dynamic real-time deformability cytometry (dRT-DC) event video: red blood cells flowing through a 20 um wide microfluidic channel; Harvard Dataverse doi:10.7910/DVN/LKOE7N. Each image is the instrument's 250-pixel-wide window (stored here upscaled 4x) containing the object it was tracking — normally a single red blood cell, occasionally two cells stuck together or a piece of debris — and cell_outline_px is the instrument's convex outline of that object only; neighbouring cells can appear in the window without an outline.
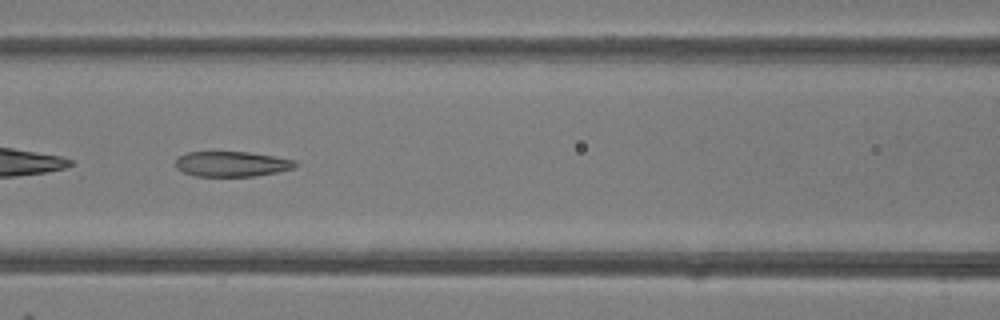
{"species": "common noctule bat (a hibernating species)", "species_latin": "Nyctalus noctula", "temperature_condition": "room temperature", "stored_images_in_passage": 30, "camera_frame_rate_fps": 3000, "um_per_image_px": 0.085, "animal": {"sex": "female"}, "frame": {"image": 1, "passage_image": 9, "time_ms": 2.667, "image_size_px": [1000, 320], "cell_outline_px": [[296, 164], [292, 168], [276, 172], [252, 176], [196, 176], [184, 172], [176, 168], [176, 160], [180, 156], [188, 152], [248, 152], [296, 160]], "centroid_in_image_um": [19.67, 13.93], "position_along_channel_um": 146.9, "area_um2": 17.28}}
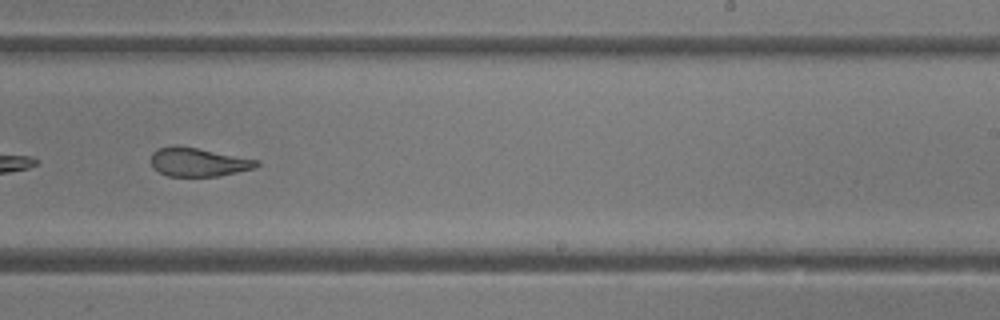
{"frame": {"image": 2, "passage_image": 18, "time_ms": 5.667, "image_size_px": [1000, 320], "cell_outline_px": [[260, 164], [256, 168], [220, 176], [168, 176], [152, 168], [148, 160], [152, 152], [160, 148], [172, 144], [176, 144], [260, 160]], "centroid_in_image_um": [16.82, 13.77], "position_along_channel_um": 272.2, "area_um2": 18.03}, "authors_computed_cell_mechanics": {"area_um2": 18.785, "velocity_mm_per_s": 4.1921, "shape_relaxation_time_tau1_ms": null, "shape_relaxation_time_tau2_ms": 1.9401, "deformation_change_tau1": null, "deformation_change_tau2": 0.0956}}